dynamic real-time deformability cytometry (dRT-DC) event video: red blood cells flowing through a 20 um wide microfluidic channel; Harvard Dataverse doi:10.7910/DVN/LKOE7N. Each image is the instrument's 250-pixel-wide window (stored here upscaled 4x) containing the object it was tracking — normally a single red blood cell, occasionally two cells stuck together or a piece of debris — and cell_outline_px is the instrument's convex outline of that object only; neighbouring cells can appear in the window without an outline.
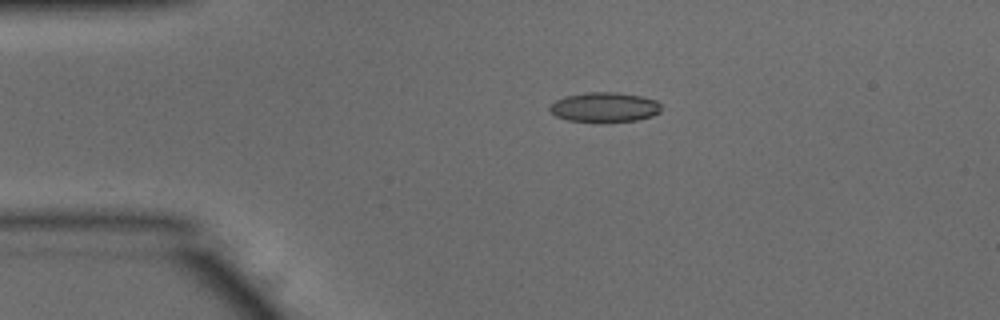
{"species": "common noctule bat (a hibernating species)", "species_latin": "Nyctalus noctula", "temperature_condition": "warm", "stored_images_in_passage": 42, "camera_frame_rate_fps": 3000, "um_per_image_px": 0.085, "animal": {"sex": "male", "body_mass_g": 15.6}, "frame": {"image": 1, "passage_image": 1, "time_ms": 0.0, "image_size_px": [1000, 320], "cell_outline_px": [[660, 112], [652, 116], [636, 120], [596, 124], [568, 120], [556, 116], [548, 108], [556, 100], [564, 96], [584, 92], [616, 92], [640, 96], [656, 100], [660, 104]], "centroid_in_image_um": [51.36, 9.13], "position_along_channel_um": 33.6, "area_um2": 19.77}}
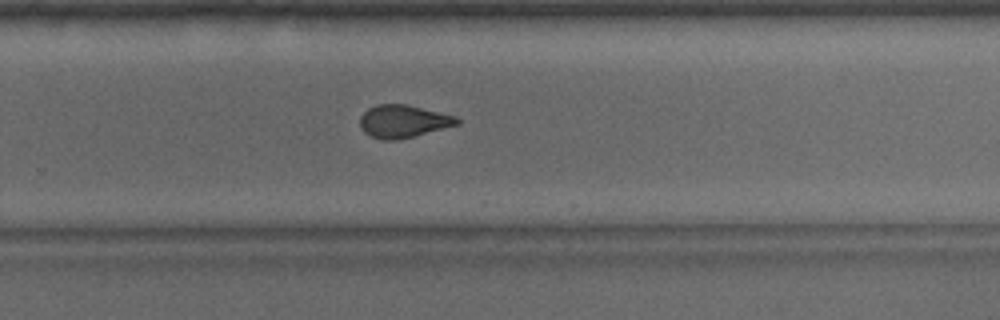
{"frame": {"image": 2, "passage_image": 24, "time_ms": 7.667, "image_size_px": [1000, 320], "cell_outline_px": [[460, 124], [396, 140], [384, 140], [372, 136], [364, 132], [360, 124], [360, 116], [368, 108], [376, 104], [404, 104], [456, 116], [460, 120]], "centroid_in_image_um": [34.26, 10.3], "position_along_channel_um": 295.5, "area_um2": 18.21}}
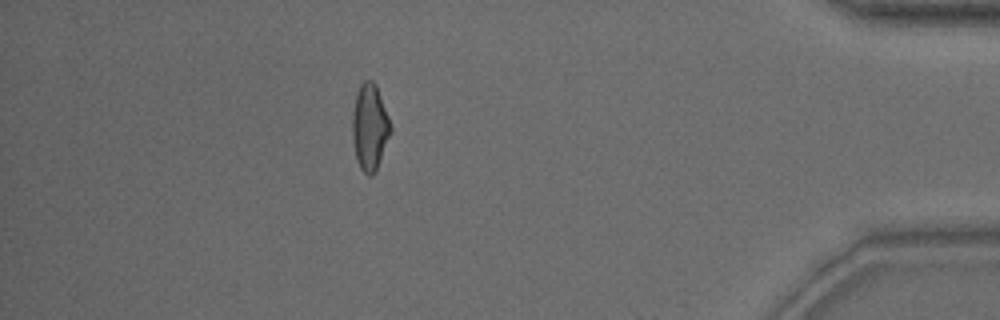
{"frame": {"image": 3, "passage_image": 36, "time_ms": 11.667, "image_size_px": [1000, 320], "cell_outline_px": [[392, 132], [376, 168], [372, 176], [368, 176], [360, 168], [356, 160], [352, 136], [352, 116], [356, 96], [360, 84], [364, 80], [372, 80], [376, 84], [388, 116], [392, 128]], "centroid_in_image_um": [31.43, 10.8], "position_along_channel_um": 403.8, "area_um2": 19.13}, "authors_computed_cell_mechanics": {"area_um2": 18.8428, "velocity_mm_per_s": 3.8932, "shape_relaxation_time_tau1_ms": 10.3853, "shape_relaxation_time_tau2_ms": 1.9948, "deformation_change_tau1": 0.2231, "deformation_change_tau2": 0.079}}